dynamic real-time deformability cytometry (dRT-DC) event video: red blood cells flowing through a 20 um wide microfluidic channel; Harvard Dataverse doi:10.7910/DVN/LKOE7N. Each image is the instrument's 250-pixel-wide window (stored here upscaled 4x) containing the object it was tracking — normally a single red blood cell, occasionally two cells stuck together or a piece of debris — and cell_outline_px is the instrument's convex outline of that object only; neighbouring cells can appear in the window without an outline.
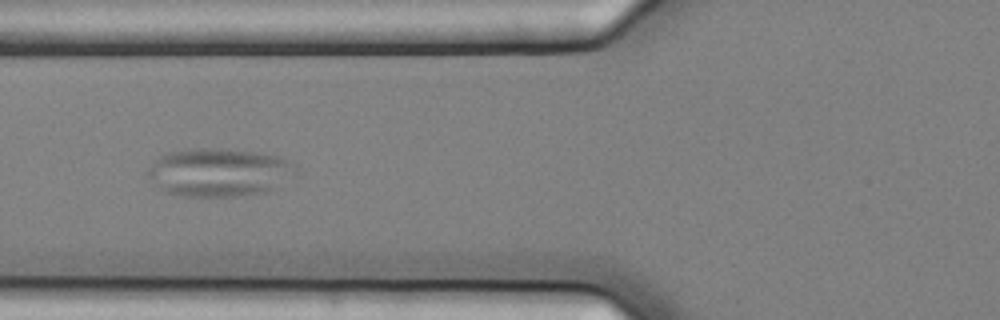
{"species": "common noctule bat (a hibernating species)", "species_latin": "Nyctalus noctula", "temperature_condition": "cold", "stored_images_in_passage": 41, "camera_frame_rate_fps": 3000, "um_per_image_px": 0.085, "animal": {"sex": "female", "body_mass_g": 25.1}, "frame": {"image": 1, "passage_image": 7, "time_ms": 2.0, "image_size_px": [1000, 320], "cell_outline_px": [[300, 168], [296, 172], [268, 192], [240, 196], [180, 196], [164, 192], [156, 188], [144, 172], [160, 156], [168, 152], [188, 148], [228, 148], [256, 152], [280, 156], [296, 164]], "centroid_in_image_um": [18.58, 14.64], "position_along_channel_um": 107.2, "area_um2": 42.31}}
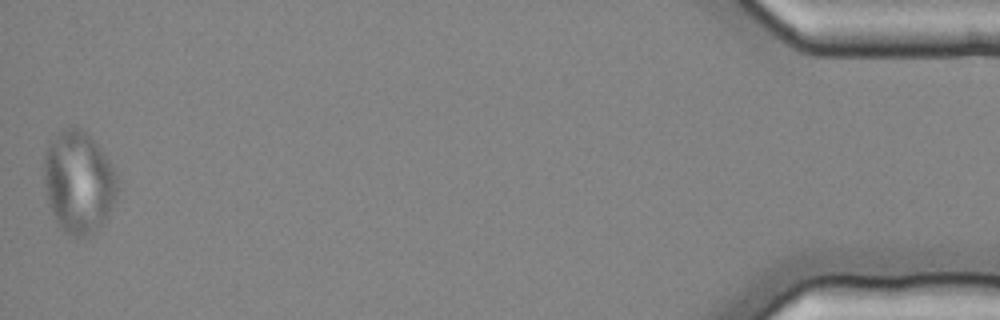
{"frame": {"image": 2, "passage_image": 41, "time_ms": 13.333, "image_size_px": [1000, 320], "cell_outline_px": [[116, 196], [104, 220], [92, 232], [84, 236], [72, 236], [64, 232], [60, 228], [48, 204], [44, 188], [44, 156], [48, 140], [68, 124], [76, 124], [84, 128], [108, 160], [116, 176]], "centroid_in_image_um": [6.61, 15.39], "position_along_channel_um": 428.6, "area_um2": 43.7}}